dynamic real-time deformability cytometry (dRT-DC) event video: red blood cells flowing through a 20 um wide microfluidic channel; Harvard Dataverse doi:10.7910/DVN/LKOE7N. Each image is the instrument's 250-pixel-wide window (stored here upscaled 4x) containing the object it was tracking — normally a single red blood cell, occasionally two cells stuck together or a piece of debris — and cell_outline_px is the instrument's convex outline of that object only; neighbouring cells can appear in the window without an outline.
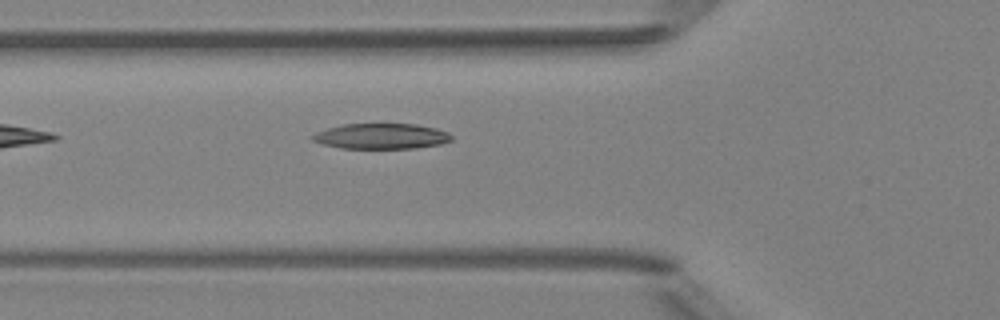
{"species": "Egyptian fruit bat (a non-hibernating species)", "species_latin": "Rousettus aegyptiacus", "temperature_condition": "room temperature", "stored_images_in_passage": 4, "camera_frame_rate_fps": 3000, "um_per_image_px": 0.085, "animal": {"sex": "female"}, "frame": {"image": 1, "passage_image": 4, "time_ms": 3.667, "image_size_px": [1000, 320], "cell_outline_px": [[452, 140], [440, 144], [416, 148], [340, 148], [324, 144], [312, 140], [308, 136], [316, 132], [340, 124], [416, 124], [436, 128], [448, 132], [452, 136]], "centroid_in_image_um": [32.39, 11.57], "position_along_channel_um": 93.4, "area_um2": 20.69}}